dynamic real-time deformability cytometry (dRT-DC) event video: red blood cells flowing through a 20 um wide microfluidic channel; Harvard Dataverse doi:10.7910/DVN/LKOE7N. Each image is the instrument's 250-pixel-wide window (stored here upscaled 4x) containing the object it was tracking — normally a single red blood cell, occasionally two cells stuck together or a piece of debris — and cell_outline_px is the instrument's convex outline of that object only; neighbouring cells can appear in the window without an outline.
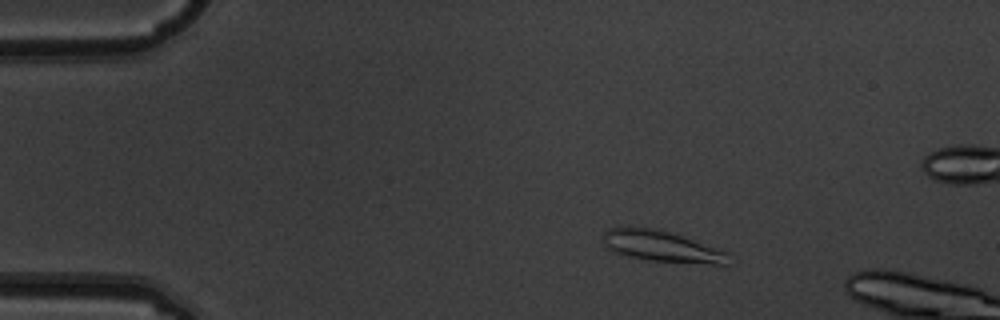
{"species": "common noctule bat (a hibernating species)", "species_latin": "Nyctalus noctula", "temperature_condition": "warm", "stored_images_in_passage": 5, "camera_frame_rate_fps": 3000, "um_per_image_px": 0.085, "animal": {"sex": "male", "body_mass_g": 19.5, "forearm_length_mm": 54.6}, "frame": {"image": 1, "passage_image": 3, "time_ms": 0.667, "image_size_px": [1000, 320], "cell_outline_px": [[732, 252], [728, 268], [648, 260], [612, 252], [600, 244], [604, 232], [608, 228], [660, 228]], "centroid_in_image_um": [56.43, 21.0], "position_along_channel_um": 28.6, "area_um2": 24.16}}